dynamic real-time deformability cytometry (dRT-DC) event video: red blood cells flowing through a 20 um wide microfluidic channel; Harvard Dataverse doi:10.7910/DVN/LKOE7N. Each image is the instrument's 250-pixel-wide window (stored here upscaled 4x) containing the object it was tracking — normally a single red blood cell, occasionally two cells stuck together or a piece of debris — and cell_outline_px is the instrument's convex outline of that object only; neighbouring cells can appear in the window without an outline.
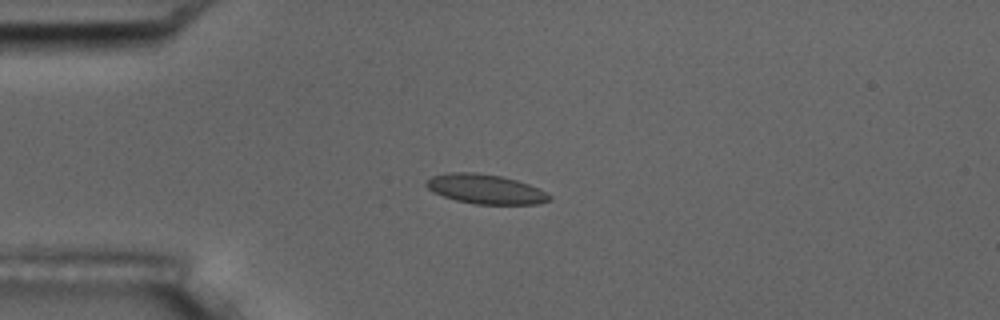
{"species": "common noctule bat (a hibernating species)", "species_latin": "Nyctalus noctula", "temperature_condition": "room temperature", "stored_images_in_passage": 4, "camera_frame_rate_fps": 3000, "um_per_image_px": 0.085, "animal": {"sex": "male", "body_mass_g": 17.5, "forearm_length_mm": 52.3}, "frame": {"image": 1, "passage_image": 4, "time_ms": 3.667, "image_size_px": [1000, 320], "cell_outline_px": [[552, 200], [540, 204], [476, 204], [456, 200], [432, 192], [424, 184], [432, 176], [448, 172], [476, 172], [500, 176], [516, 180], [528, 184], [552, 196]], "centroid_in_image_um": [41.25, 16.07], "position_along_channel_um": 43.7, "area_um2": 21.1}}